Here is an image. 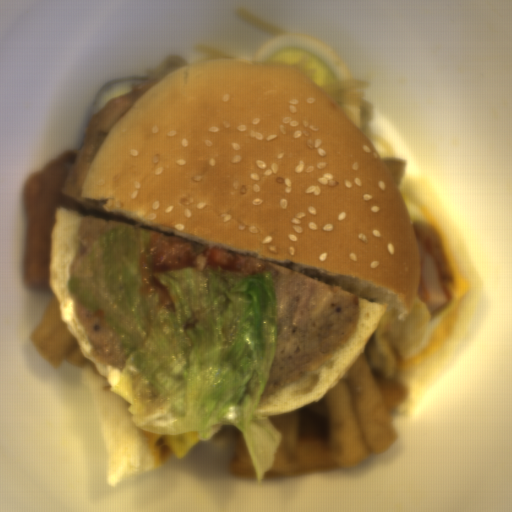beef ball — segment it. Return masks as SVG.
<instances>
[{
  "mask_svg": "<svg viewBox=\"0 0 512 512\" xmlns=\"http://www.w3.org/2000/svg\"><path fill=\"white\" fill-rule=\"evenodd\" d=\"M78 154L65 151L27 178L24 187L26 238L23 254L25 283L31 287L50 289V233L56 220V206L73 209L83 219L94 217L82 207V200L61 193L64 181Z\"/></svg>",
  "mask_w": 512,
  "mask_h": 512,
  "instance_id": "1",
  "label": "beef ball"
}]
</instances>
